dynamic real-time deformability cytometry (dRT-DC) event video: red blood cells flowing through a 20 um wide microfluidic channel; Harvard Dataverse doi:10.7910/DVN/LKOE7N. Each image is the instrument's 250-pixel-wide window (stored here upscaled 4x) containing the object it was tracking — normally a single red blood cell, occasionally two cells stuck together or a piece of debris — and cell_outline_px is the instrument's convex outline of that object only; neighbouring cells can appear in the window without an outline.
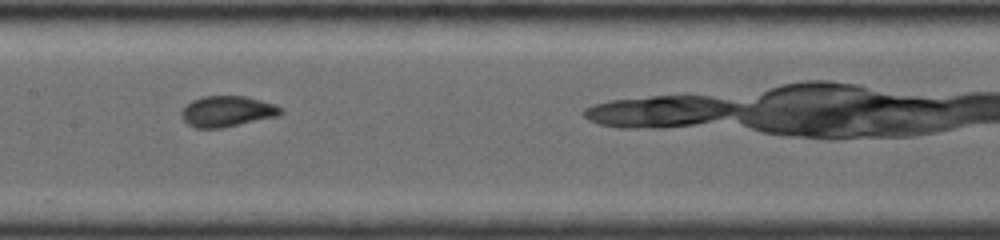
{"species": "common noctule bat (a hibernating species)", "species_latin": "Nyctalus noctula", "temperature_condition": "room temperature", "stored_images_in_passage": 21, "camera_frame_rate_fps": 4000, "um_per_image_px": 0.085, "animal": {"sex": "female", "body_mass_g": 19.0, "forearm_length_mm": 56.7}, "frame": {"image": 1, "passage_image": 4, "time_ms": 2.75, "image_size_px": [1000, 240], "cell_outline_px": [[284, 112], [280, 116], [220, 128], [196, 128], [188, 124], [180, 116], [180, 112], [192, 100], [204, 96], [244, 96], [260, 100], [284, 108]], "centroid_in_image_um": [19.33, 9.47], "position_along_channel_um": 188.1, "area_um2": 17.8}}
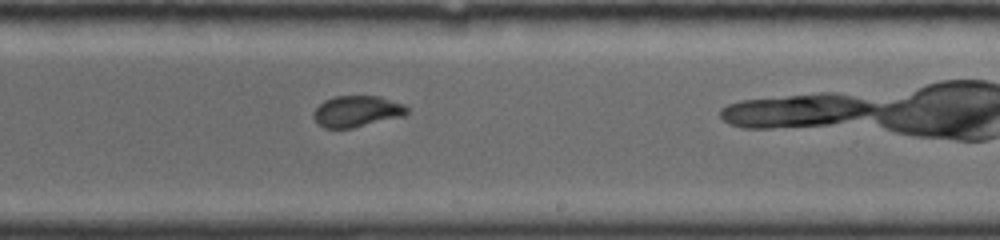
{"frame": {"image": 2, "passage_image": 7, "time_ms": 4.5, "image_size_px": [1000, 240], "cell_outline_px": [[408, 112], [404, 116], [352, 128], [324, 128], [312, 116], [312, 112], [324, 100], [336, 96], [380, 96], [404, 104], [408, 108]], "centroid_in_image_um": [30.34, 9.46], "position_along_channel_um": 258.7, "area_um2": 16.99}}
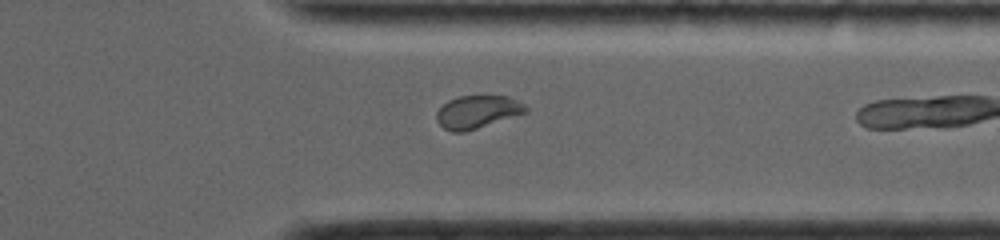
{"frame": {"image": 3, "passage_image": 14, "time_ms": 7.25, "image_size_px": [1000, 240], "cell_outline_px": [[528, 112], [464, 132], [452, 132], [444, 128], [436, 120], [436, 112], [448, 100], [460, 96], [508, 96], [524, 104], [528, 108]], "centroid_in_image_um": [40.57, 9.51], "position_along_channel_um": 370.8, "area_um2": 16.94}}